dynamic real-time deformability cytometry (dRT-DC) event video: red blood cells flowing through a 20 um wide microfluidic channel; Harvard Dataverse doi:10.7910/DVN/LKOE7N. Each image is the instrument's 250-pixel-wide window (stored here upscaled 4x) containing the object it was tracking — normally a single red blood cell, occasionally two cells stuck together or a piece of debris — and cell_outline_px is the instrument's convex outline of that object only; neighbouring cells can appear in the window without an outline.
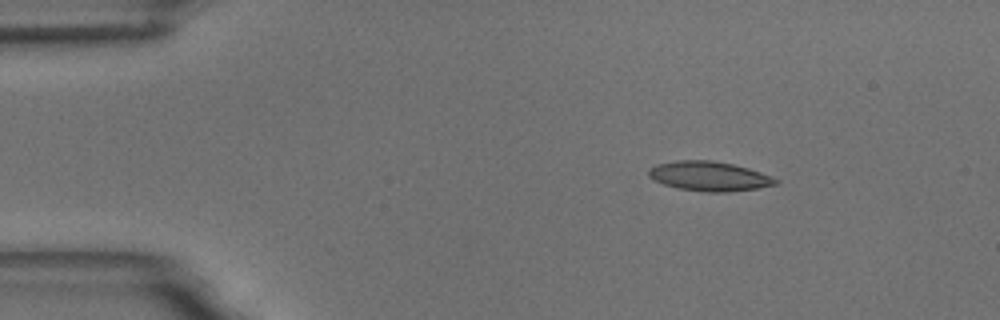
{"species": "common noctule bat (a hibernating species)", "species_latin": "Nyctalus noctula", "temperature_condition": "room temperature", "stored_images_in_passage": 48, "camera_frame_rate_fps": 3000, "um_per_image_px": 0.085, "animal": {"sex": "male", "body_mass_g": 18.8}, "frame": {"image": 1, "passage_image": 1, "time_ms": 0.0, "image_size_px": [1000, 320], "cell_outline_px": [[780, 180], [776, 184], [756, 188], [728, 192], [704, 192], [676, 188], [652, 180], [648, 176], [648, 168], [656, 164], [676, 160], [712, 160], [732, 164], [748, 168], [760, 172]], "centroid_in_image_um": [60.23, 14.97], "position_along_channel_um": 24.8, "area_um2": 21.96}}
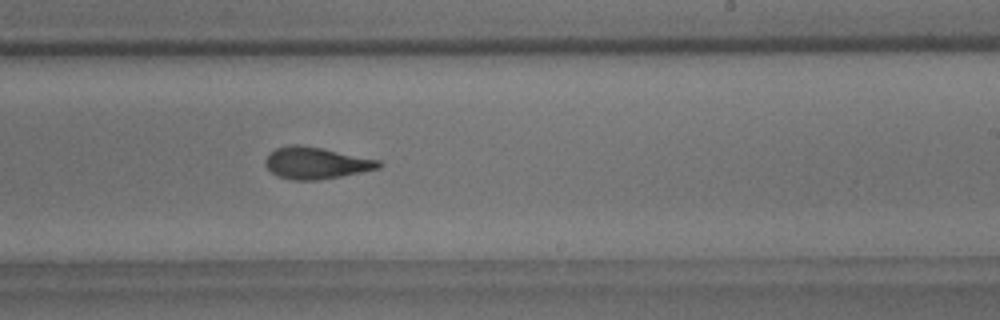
{"frame": {"image": 2, "passage_image": 26, "time_ms": 8.333, "image_size_px": [1000, 320], "cell_outline_px": [[384, 164], [380, 168], [340, 176], [316, 180], [292, 180], [276, 176], [264, 164], [264, 160], [276, 148], [288, 144], [300, 144], [324, 148], [380, 160]], "centroid_in_image_um": [26.87, 13.84], "position_along_channel_um": 262.1, "area_um2": 21.1}}
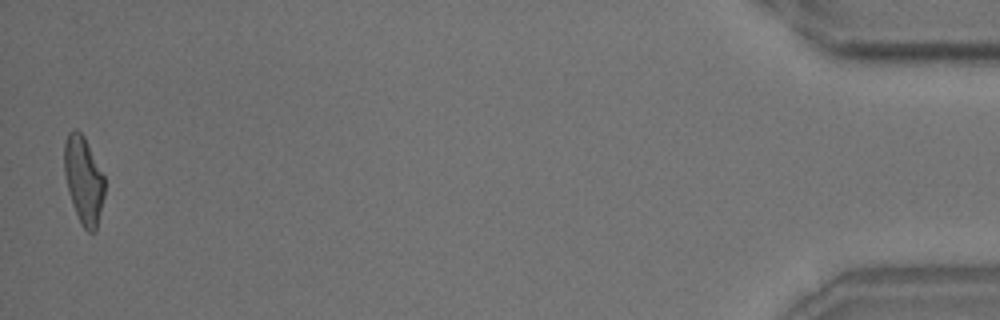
{"frame": {"image": 3, "passage_image": 47, "time_ms": 15.333, "image_size_px": [1000, 320], "cell_outline_px": [[104, 196], [96, 232], [88, 232], [80, 224], [72, 204], [68, 192], [64, 172], [64, 144], [68, 132], [76, 128], [84, 136], [104, 176]], "centroid_in_image_um": [7.09, 15.32], "position_along_channel_um": 428.1, "area_um2": 20.63}, "authors_computed_cell_mechanics": {"area_um2": 21.097, "velocity_mm_per_s": 3.6782, "shape_relaxation_time_tau1_ms": 11.2428, "shape_relaxation_time_tau2_ms": 2.5883, "deformation_change_tau1": 0.2744, "deformation_change_tau2": 0.1149}}